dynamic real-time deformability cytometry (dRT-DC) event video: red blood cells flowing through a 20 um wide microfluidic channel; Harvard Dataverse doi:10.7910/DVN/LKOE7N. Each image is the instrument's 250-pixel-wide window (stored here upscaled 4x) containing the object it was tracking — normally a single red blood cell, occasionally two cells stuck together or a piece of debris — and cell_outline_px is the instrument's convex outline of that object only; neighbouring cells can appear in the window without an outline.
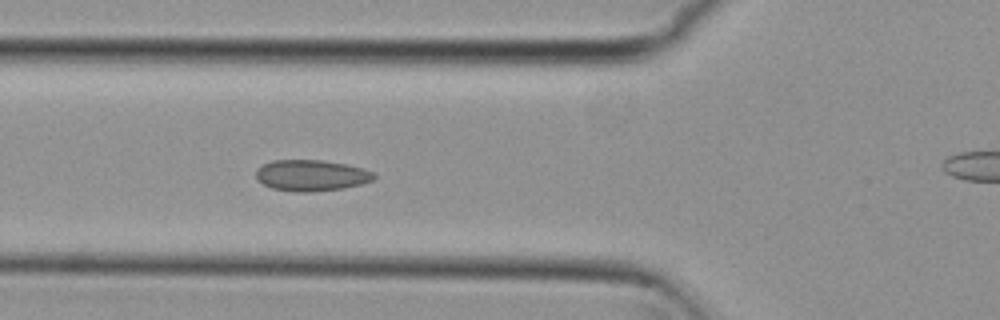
{"species": "common noctule bat (a hibernating species)", "species_latin": "Nyctalus noctula", "temperature_condition": "cold", "stored_images_in_passage": 7, "camera_frame_rate_fps": 3000, "um_per_image_px": 0.085, "animal": {"sex": "female", "body_mass_g": 29.2, "forearm_length_mm": 56.3}, "frame": {"image": 1, "passage_image": 6, "time_ms": 1.667, "image_size_px": [1000, 320], "cell_outline_px": [[376, 176], [372, 180], [360, 184], [344, 188], [304, 192], [296, 192], [272, 188], [256, 180], [256, 168], [272, 160], [320, 160], [348, 164], [364, 168], [376, 172]], "centroid_in_image_um": [26.47, 14.9], "position_along_channel_um": 99.3, "area_um2": 21.5}}